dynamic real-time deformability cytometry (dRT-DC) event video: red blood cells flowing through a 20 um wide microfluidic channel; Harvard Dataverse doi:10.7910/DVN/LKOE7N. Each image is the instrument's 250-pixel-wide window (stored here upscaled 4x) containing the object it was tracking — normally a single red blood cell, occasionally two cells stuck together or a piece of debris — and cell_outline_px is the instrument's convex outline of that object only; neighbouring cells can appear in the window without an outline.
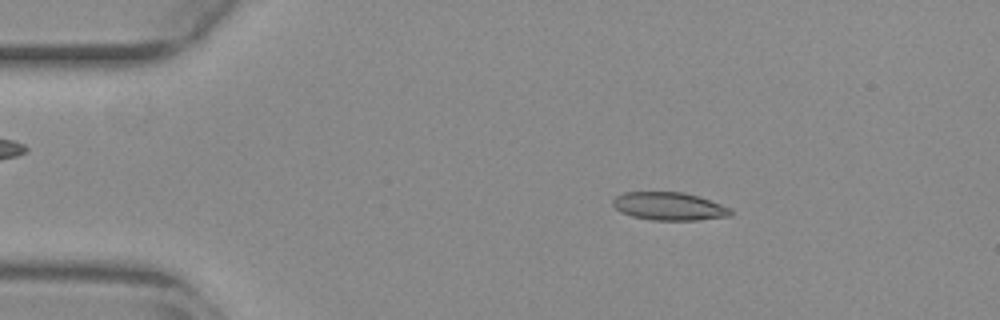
{"species": "common noctule bat (a hibernating species)", "species_latin": "Nyctalus noctula", "temperature_condition": "warm", "stored_images_in_passage": 53, "camera_frame_rate_fps": 3000, "um_per_image_px": 0.085, "animal": {"sex": "female", "body_mass_g": 29.2, "forearm_length_mm": 56.3}, "frame": {"image": 1, "passage_image": 9, "time_ms": 2.667, "image_size_px": [1000, 320], "cell_outline_px": [[732, 216], [700, 220], [652, 220], [632, 216], [620, 212], [612, 204], [612, 200], [616, 196], [624, 192], [684, 192], [700, 196], [732, 208]], "centroid_in_image_um": [56.91, 17.53], "position_along_channel_um": 28.1, "area_um2": 19.48}}
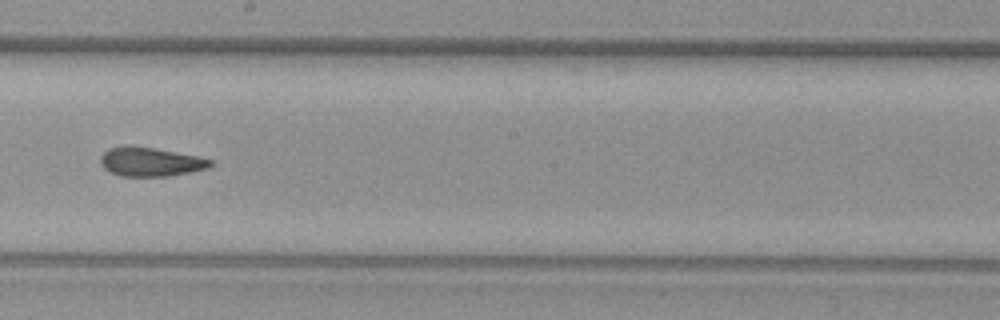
{"frame": {"image": 2, "passage_image": 30, "time_ms": 9.667, "image_size_px": [1000, 320], "cell_outline_px": [[216, 164], [208, 168], [168, 176], [120, 176], [108, 172], [100, 164], [100, 156], [108, 148], [128, 144], [132, 144], [156, 148], [196, 156], [212, 160]], "centroid_in_image_um": [12.74, 13.74], "position_along_channel_um": 235.5, "area_um2": 18.9}}
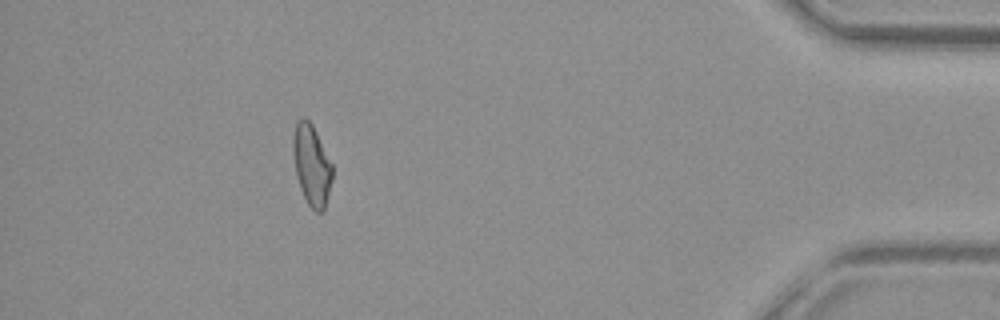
{"frame": {"image": 3, "passage_image": 48, "time_ms": 15.667, "image_size_px": [1000, 320], "cell_outline_px": [[332, 180], [324, 212], [316, 212], [308, 204], [300, 188], [296, 176], [292, 152], [292, 140], [296, 124], [304, 116], [312, 124], [332, 164]], "centroid_in_image_um": [26.48, 14.05], "position_along_channel_um": 408.7, "area_um2": 18.44}, "authors_computed_cell_mechanics": {"area_um2": 19.074, "velocity_mm_per_s": 3.8503, "shape_relaxation_time_tau1_ms": null, "shape_relaxation_time_tau2_ms": 2.3723, "deformation_change_tau1": null, "deformation_change_tau2": 0.1053}}